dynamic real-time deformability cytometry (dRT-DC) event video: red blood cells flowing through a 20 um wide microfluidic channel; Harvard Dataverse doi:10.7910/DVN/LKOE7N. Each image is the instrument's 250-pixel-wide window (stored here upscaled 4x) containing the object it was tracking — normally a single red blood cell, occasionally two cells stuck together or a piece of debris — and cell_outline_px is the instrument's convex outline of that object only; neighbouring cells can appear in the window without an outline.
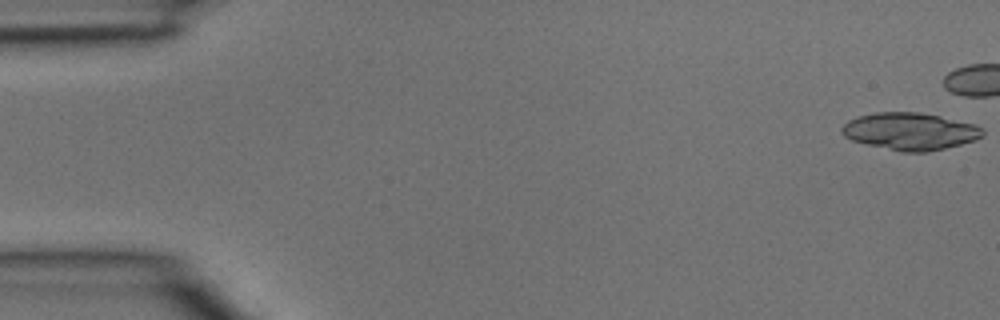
{"species": "common noctule bat (a hibernating species)", "species_latin": "Nyctalus noctula", "temperature_condition": "room temperature", "stored_images_in_passage": 5, "camera_frame_rate_fps": 3000, "um_per_image_px": 0.085, "animal": {"sex": "male", "body_mass_g": 15.6}, "frame": {"image": 1, "passage_image": 1, "time_ms": 0.0, "image_size_px": [1000, 320], "cell_outline_px": [[984, 136], [976, 140], [928, 152], [900, 152], [852, 140], [844, 136], [840, 132], [840, 128], [848, 120], [860, 116], [876, 112], [920, 112], [940, 116], [976, 124], [984, 128]], "centroid_in_image_um": [77.38, 11.16], "position_along_channel_um": 7.6, "area_um2": 30.69}}